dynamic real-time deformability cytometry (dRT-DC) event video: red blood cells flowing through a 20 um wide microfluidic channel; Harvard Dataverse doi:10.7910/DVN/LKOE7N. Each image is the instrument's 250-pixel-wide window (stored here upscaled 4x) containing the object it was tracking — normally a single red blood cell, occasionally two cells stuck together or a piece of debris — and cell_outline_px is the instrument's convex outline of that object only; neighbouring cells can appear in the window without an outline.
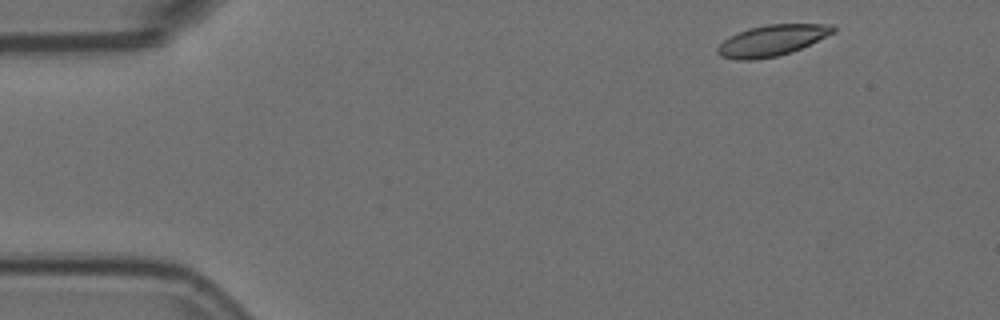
{"species": "Egyptian fruit bat (a non-hibernating species)", "species_latin": "Rousettus aegyptiacus", "temperature_condition": "room temperature", "stored_images_in_passage": 4, "camera_frame_rate_fps": 3000, "um_per_image_px": 0.085, "animal": {"sex": "female"}, "frame": {"image": 1, "passage_image": 1, "time_ms": 0.0, "image_size_px": [1000, 320], "cell_outline_px": [[836, 32], [800, 48], [776, 56], [756, 60], [736, 60], [720, 56], [716, 52], [716, 48], [728, 36], [736, 32], [748, 28], [768, 24], [832, 24], [836, 28]], "centroid_in_image_um": [65.57, 3.43], "position_along_channel_um": 19.4, "area_um2": 20.92}}
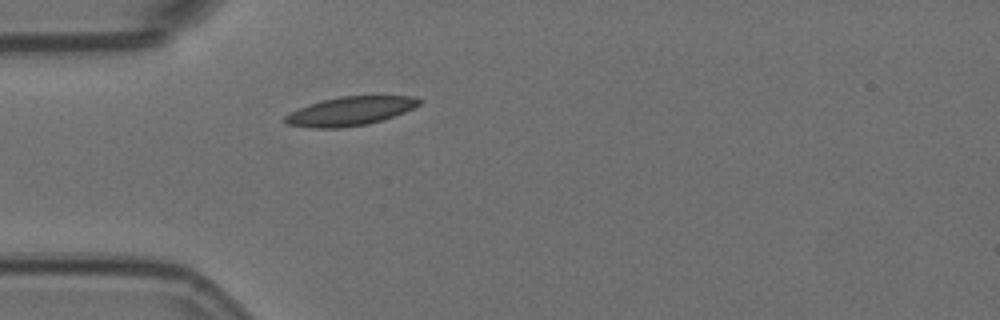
{"frame": {"image": 2, "passage_image": 4, "time_ms": 1.0, "image_size_px": [1000, 320], "cell_outline_px": [[420, 104], [404, 112], [384, 120], [364, 124], [340, 128], [312, 128], [288, 124], [284, 120], [284, 116], [308, 104], [320, 100], [340, 96], [412, 96], [420, 100]], "centroid_in_image_um": [29.75, 9.44], "position_along_channel_um": 55.3, "area_um2": 22.31}}